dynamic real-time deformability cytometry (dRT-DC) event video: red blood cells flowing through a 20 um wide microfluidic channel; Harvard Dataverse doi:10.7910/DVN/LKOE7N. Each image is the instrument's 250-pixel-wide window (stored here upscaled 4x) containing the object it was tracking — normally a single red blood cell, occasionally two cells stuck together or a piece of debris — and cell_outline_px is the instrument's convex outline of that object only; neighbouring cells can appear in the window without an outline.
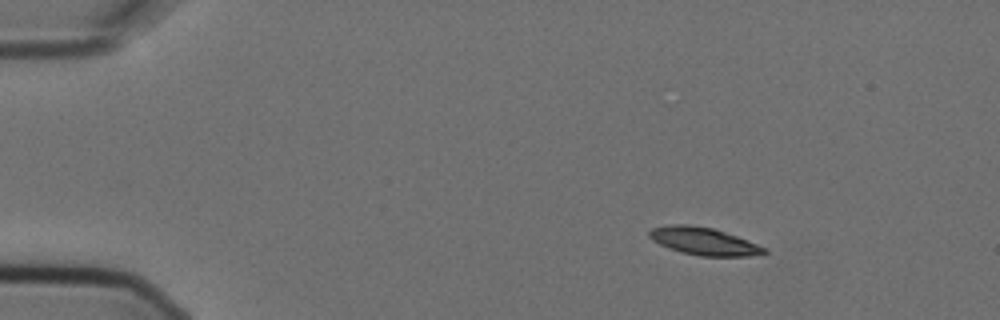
{"species": "Egyptian fruit bat (a non-hibernating species)", "species_latin": "Rousettus aegyptiacus", "temperature_condition": "cold", "stored_images_in_passage": 5, "camera_frame_rate_fps": 3000, "um_per_image_px": 0.085, "animal": {"sex": "female"}, "frame": {"image": 1, "passage_image": 1, "time_ms": 0.0, "image_size_px": [1000, 320], "cell_outline_px": [[768, 252], [748, 256], [700, 256], [680, 252], [668, 248], [652, 240], [648, 236], [648, 232], [652, 228], [668, 224], [688, 224], [712, 228], [736, 236], [768, 248]], "centroid_in_image_um": [59.79, 20.5], "position_along_channel_um": 25.2, "area_um2": 18.44}}
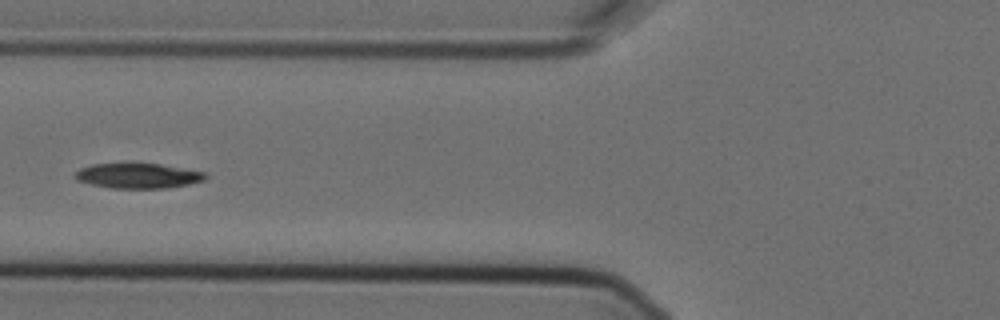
{"frame": {"image": 2, "passage_image": 5, "time_ms": 1.333, "image_size_px": [1000, 320], "cell_outline_px": [[208, 176], [204, 180], [188, 184], [168, 188], [112, 188], [92, 184], [76, 180], [72, 176], [80, 168], [92, 164], [132, 160], [160, 164], [204, 172]], "centroid_in_image_um": [11.67, 14.89], "position_along_channel_um": 114.1, "area_um2": 19.83}}